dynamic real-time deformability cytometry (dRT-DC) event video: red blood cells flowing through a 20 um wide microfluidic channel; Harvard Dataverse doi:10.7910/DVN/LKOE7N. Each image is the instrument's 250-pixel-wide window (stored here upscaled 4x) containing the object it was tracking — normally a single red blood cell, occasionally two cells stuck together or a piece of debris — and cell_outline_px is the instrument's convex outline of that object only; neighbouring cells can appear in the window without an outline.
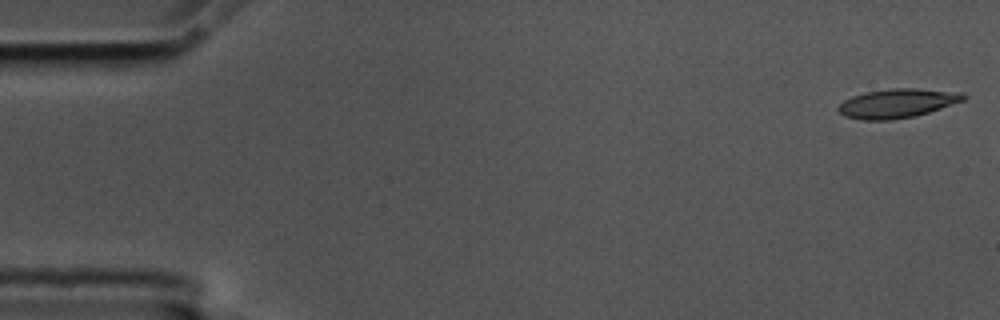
{"species": "common noctule bat (a hibernating species)", "species_latin": "Nyctalus noctula", "temperature_condition": "cold", "stored_images_in_passage": 3, "camera_frame_rate_fps": 3000, "um_per_image_px": 0.085, "animal": {"sex": "male", "body_mass_g": 17.5, "forearm_length_mm": 52.3}, "frame": {"image": 1, "passage_image": 1, "time_ms": 0.0, "image_size_px": [1000, 320], "cell_outline_px": [[968, 96], [964, 100], [916, 116], [892, 120], [860, 120], [844, 116], [836, 108], [844, 100], [852, 96], [868, 92], [892, 88], [916, 88], [964, 92]], "centroid_in_image_um": [76.28, 8.78], "position_along_channel_um": 8.7, "area_um2": 21.27}}